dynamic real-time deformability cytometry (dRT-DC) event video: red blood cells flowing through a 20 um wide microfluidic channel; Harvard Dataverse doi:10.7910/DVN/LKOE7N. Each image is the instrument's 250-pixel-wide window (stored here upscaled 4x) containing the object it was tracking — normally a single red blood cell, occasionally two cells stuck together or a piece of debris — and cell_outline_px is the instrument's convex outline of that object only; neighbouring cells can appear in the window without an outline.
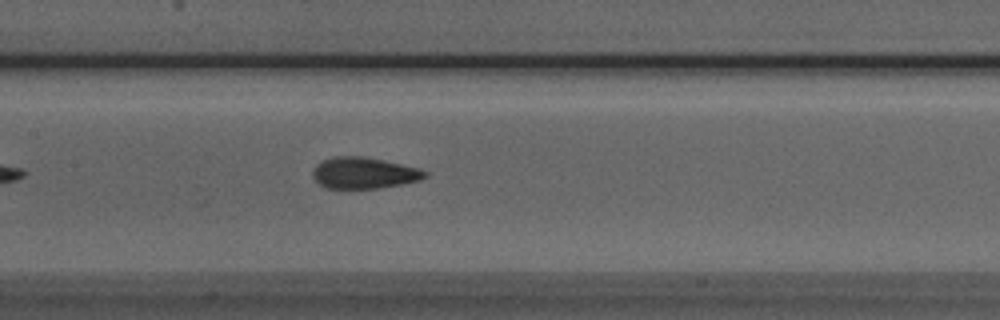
{"species": "Egyptian fruit bat (a non-hibernating species)", "species_latin": "Rousettus aegyptiacus", "temperature_condition": "room temperature", "stored_images_in_passage": 31, "camera_frame_rate_fps": 3000, "um_per_image_px": 0.085, "animal": {"sex": "male"}, "frame": {"image": 1, "passage_image": 9, "time_ms": 2.667, "image_size_px": [1000, 320], "cell_outline_px": [[428, 176], [420, 180], [380, 188], [324, 188], [312, 176], [312, 172], [316, 164], [324, 160], [336, 156], [364, 156], [420, 168], [428, 172]], "centroid_in_image_um": [30.95, 14.7], "position_along_channel_um": 176.5, "area_um2": 20.46}}
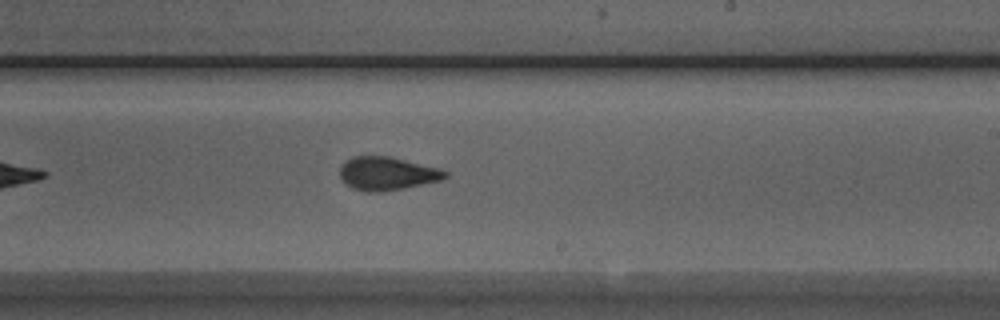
{"frame": {"image": 2, "passage_image": 15, "time_ms": 4.667, "image_size_px": [1000, 320], "cell_outline_px": [[448, 176], [440, 180], [404, 188], [380, 192], [368, 192], [352, 188], [344, 184], [340, 176], [340, 164], [344, 160], [352, 156], [392, 156], [440, 168], [448, 172]], "centroid_in_image_um": [32.87, 14.73], "position_along_channel_um": 256.1, "area_um2": 20.75}}
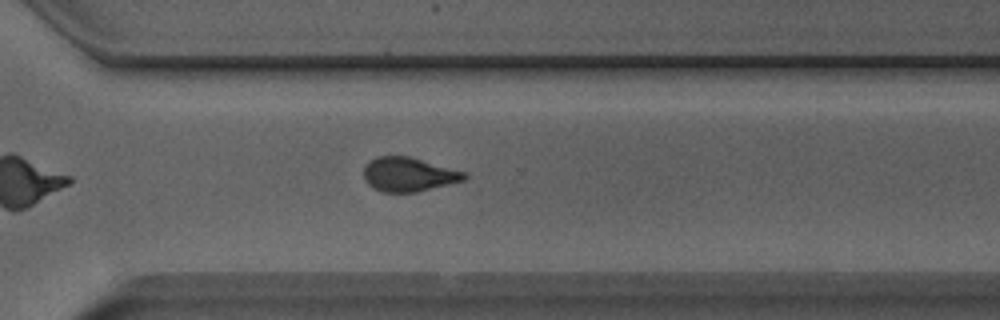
{"frame": {"image": 3, "passage_image": 21, "time_ms": 6.667, "image_size_px": [1000, 320], "cell_outline_px": [[468, 176], [464, 180], [416, 192], [380, 192], [372, 188], [364, 180], [364, 164], [376, 156], [408, 156], [468, 172]], "centroid_in_image_um": [34.71, 14.82], "position_along_channel_um": 335.9, "area_um2": 20.17}}